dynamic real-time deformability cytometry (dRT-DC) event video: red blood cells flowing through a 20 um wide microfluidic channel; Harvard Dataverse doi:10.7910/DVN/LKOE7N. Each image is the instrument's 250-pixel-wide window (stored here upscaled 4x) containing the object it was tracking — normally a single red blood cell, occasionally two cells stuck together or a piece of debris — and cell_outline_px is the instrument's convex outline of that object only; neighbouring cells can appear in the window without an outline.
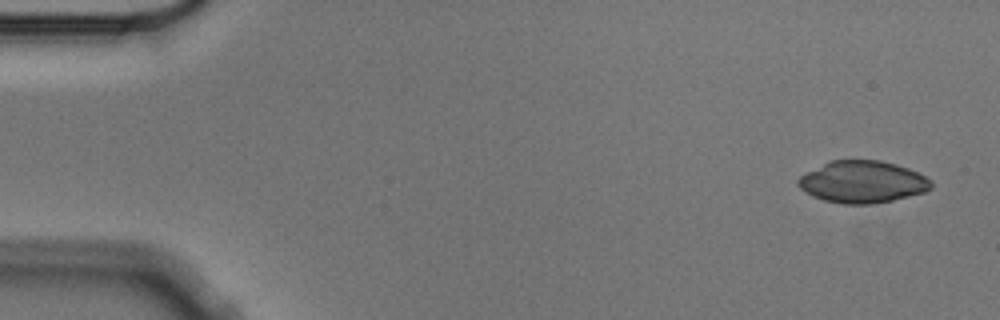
{"species": "Egyptian fruit bat (a non-hibernating species)", "species_latin": "Rousettus aegyptiacus", "temperature_condition": "cold", "stored_images_in_passage": 3, "camera_frame_rate_fps": 3000, "um_per_image_px": 0.085, "animal": {"sex": "male"}, "frame": {"image": 1, "passage_image": 1, "time_ms": 0.0, "image_size_px": [1000, 320], "cell_outline_px": [[932, 188], [924, 192], [892, 200], [872, 204], [840, 204], [824, 200], [812, 196], [800, 188], [796, 184], [796, 180], [800, 176], [832, 160], [880, 160], [896, 164], [908, 168], [932, 180]], "centroid_in_image_um": [73.31, 15.47], "position_along_channel_um": 11.7, "area_um2": 32.43}}